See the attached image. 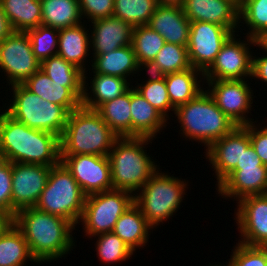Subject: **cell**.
Wrapping results in <instances>:
<instances>
[{"label":"cell","mask_w":267,"mask_h":266,"mask_svg":"<svg viewBox=\"0 0 267 266\" xmlns=\"http://www.w3.org/2000/svg\"><path fill=\"white\" fill-rule=\"evenodd\" d=\"M15 225L23 233L37 264L62 259L75 247L76 240L72 232L76 227L67 219L36 207L18 210L15 214Z\"/></svg>","instance_id":"1"},{"label":"cell","mask_w":267,"mask_h":266,"mask_svg":"<svg viewBox=\"0 0 267 266\" xmlns=\"http://www.w3.org/2000/svg\"><path fill=\"white\" fill-rule=\"evenodd\" d=\"M0 150L11 163L55 166L61 162L60 137L31 129L0 111Z\"/></svg>","instance_id":"2"},{"label":"cell","mask_w":267,"mask_h":266,"mask_svg":"<svg viewBox=\"0 0 267 266\" xmlns=\"http://www.w3.org/2000/svg\"><path fill=\"white\" fill-rule=\"evenodd\" d=\"M154 139L148 137L118 138L108 154L113 189L135 195L160 168L145 150Z\"/></svg>","instance_id":"3"},{"label":"cell","mask_w":267,"mask_h":266,"mask_svg":"<svg viewBox=\"0 0 267 266\" xmlns=\"http://www.w3.org/2000/svg\"><path fill=\"white\" fill-rule=\"evenodd\" d=\"M117 139L96 110L81 105L68 116L60 137V155L108 156Z\"/></svg>","instance_id":"4"},{"label":"cell","mask_w":267,"mask_h":266,"mask_svg":"<svg viewBox=\"0 0 267 266\" xmlns=\"http://www.w3.org/2000/svg\"><path fill=\"white\" fill-rule=\"evenodd\" d=\"M175 117L180 124L179 134L204 144L207 149L214 141L232 132L237 125L216 105L206 91L200 92L194 99L175 109ZM182 131V132H181Z\"/></svg>","instance_id":"5"},{"label":"cell","mask_w":267,"mask_h":266,"mask_svg":"<svg viewBox=\"0 0 267 266\" xmlns=\"http://www.w3.org/2000/svg\"><path fill=\"white\" fill-rule=\"evenodd\" d=\"M159 171L134 195V204L153 229L176 214L188 188V180Z\"/></svg>","instance_id":"6"},{"label":"cell","mask_w":267,"mask_h":266,"mask_svg":"<svg viewBox=\"0 0 267 266\" xmlns=\"http://www.w3.org/2000/svg\"><path fill=\"white\" fill-rule=\"evenodd\" d=\"M12 99L4 111L31 129L46 131L61 137L70 112L32 93L23 84L10 86Z\"/></svg>","instance_id":"7"},{"label":"cell","mask_w":267,"mask_h":266,"mask_svg":"<svg viewBox=\"0 0 267 266\" xmlns=\"http://www.w3.org/2000/svg\"><path fill=\"white\" fill-rule=\"evenodd\" d=\"M86 195L71 172L60 162L52 166L47 183L35 207L67 219L75 227L83 213Z\"/></svg>","instance_id":"8"},{"label":"cell","mask_w":267,"mask_h":266,"mask_svg":"<svg viewBox=\"0 0 267 266\" xmlns=\"http://www.w3.org/2000/svg\"><path fill=\"white\" fill-rule=\"evenodd\" d=\"M134 203V195L124 190L112 189L86 196L79 220L87 238L112 232L119 217Z\"/></svg>","instance_id":"9"},{"label":"cell","mask_w":267,"mask_h":266,"mask_svg":"<svg viewBox=\"0 0 267 266\" xmlns=\"http://www.w3.org/2000/svg\"><path fill=\"white\" fill-rule=\"evenodd\" d=\"M238 36L233 33L223 44L215 61L204 72V80L251 79L253 53L250 49L256 46L258 40L246 36L245 41L237 39Z\"/></svg>","instance_id":"10"},{"label":"cell","mask_w":267,"mask_h":266,"mask_svg":"<svg viewBox=\"0 0 267 266\" xmlns=\"http://www.w3.org/2000/svg\"><path fill=\"white\" fill-rule=\"evenodd\" d=\"M40 66L26 32L14 31L0 42V72L9 86L23 84Z\"/></svg>","instance_id":"11"},{"label":"cell","mask_w":267,"mask_h":266,"mask_svg":"<svg viewBox=\"0 0 267 266\" xmlns=\"http://www.w3.org/2000/svg\"><path fill=\"white\" fill-rule=\"evenodd\" d=\"M248 79L242 80H204L207 92L214 99L217 107L237 126L256 122L249 118L253 109V90Z\"/></svg>","instance_id":"12"},{"label":"cell","mask_w":267,"mask_h":266,"mask_svg":"<svg viewBox=\"0 0 267 266\" xmlns=\"http://www.w3.org/2000/svg\"><path fill=\"white\" fill-rule=\"evenodd\" d=\"M232 34L230 29L214 23L190 22L187 49L191 66L204 73Z\"/></svg>","instance_id":"13"},{"label":"cell","mask_w":267,"mask_h":266,"mask_svg":"<svg viewBox=\"0 0 267 266\" xmlns=\"http://www.w3.org/2000/svg\"><path fill=\"white\" fill-rule=\"evenodd\" d=\"M60 157L86 196L113 189L108 156L79 154Z\"/></svg>","instance_id":"14"},{"label":"cell","mask_w":267,"mask_h":266,"mask_svg":"<svg viewBox=\"0 0 267 266\" xmlns=\"http://www.w3.org/2000/svg\"><path fill=\"white\" fill-rule=\"evenodd\" d=\"M235 209L238 242L249 246L267 247V193L241 198Z\"/></svg>","instance_id":"15"},{"label":"cell","mask_w":267,"mask_h":266,"mask_svg":"<svg viewBox=\"0 0 267 266\" xmlns=\"http://www.w3.org/2000/svg\"><path fill=\"white\" fill-rule=\"evenodd\" d=\"M51 167L40 164L12 163V214L35 207L46 186Z\"/></svg>","instance_id":"16"},{"label":"cell","mask_w":267,"mask_h":266,"mask_svg":"<svg viewBox=\"0 0 267 266\" xmlns=\"http://www.w3.org/2000/svg\"><path fill=\"white\" fill-rule=\"evenodd\" d=\"M249 132L243 126H237L232 132L214 141L205 149L206 159L210 162L218 186L240 163L242 148L250 146Z\"/></svg>","instance_id":"17"},{"label":"cell","mask_w":267,"mask_h":266,"mask_svg":"<svg viewBox=\"0 0 267 266\" xmlns=\"http://www.w3.org/2000/svg\"><path fill=\"white\" fill-rule=\"evenodd\" d=\"M241 0H185L182 8L190 22H209L224 26L233 33L243 26L239 22Z\"/></svg>","instance_id":"18"},{"label":"cell","mask_w":267,"mask_h":266,"mask_svg":"<svg viewBox=\"0 0 267 266\" xmlns=\"http://www.w3.org/2000/svg\"><path fill=\"white\" fill-rule=\"evenodd\" d=\"M216 188L218 196L236 202L246 196L264 195L267 193V166L236 167Z\"/></svg>","instance_id":"19"},{"label":"cell","mask_w":267,"mask_h":266,"mask_svg":"<svg viewBox=\"0 0 267 266\" xmlns=\"http://www.w3.org/2000/svg\"><path fill=\"white\" fill-rule=\"evenodd\" d=\"M92 55H101L131 45L134 27L122 19L110 16L90 22Z\"/></svg>","instance_id":"20"},{"label":"cell","mask_w":267,"mask_h":266,"mask_svg":"<svg viewBox=\"0 0 267 266\" xmlns=\"http://www.w3.org/2000/svg\"><path fill=\"white\" fill-rule=\"evenodd\" d=\"M147 25L158 32L165 42L188 45L190 20L180 6L157 5Z\"/></svg>","instance_id":"21"},{"label":"cell","mask_w":267,"mask_h":266,"mask_svg":"<svg viewBox=\"0 0 267 266\" xmlns=\"http://www.w3.org/2000/svg\"><path fill=\"white\" fill-rule=\"evenodd\" d=\"M131 137L156 136L167 127L168 120L131 86Z\"/></svg>","instance_id":"22"},{"label":"cell","mask_w":267,"mask_h":266,"mask_svg":"<svg viewBox=\"0 0 267 266\" xmlns=\"http://www.w3.org/2000/svg\"><path fill=\"white\" fill-rule=\"evenodd\" d=\"M87 74L84 73L82 106L91 110H97L103 103L118 98L133 84L125 78L94 73L89 86Z\"/></svg>","instance_id":"23"},{"label":"cell","mask_w":267,"mask_h":266,"mask_svg":"<svg viewBox=\"0 0 267 266\" xmlns=\"http://www.w3.org/2000/svg\"><path fill=\"white\" fill-rule=\"evenodd\" d=\"M83 22L59 30L57 55L71 63L83 73H87V57L91 55L90 32Z\"/></svg>","instance_id":"24"},{"label":"cell","mask_w":267,"mask_h":266,"mask_svg":"<svg viewBox=\"0 0 267 266\" xmlns=\"http://www.w3.org/2000/svg\"><path fill=\"white\" fill-rule=\"evenodd\" d=\"M91 57V73L105 74L125 78L135 77L134 74L141 75L137 72L144 71L138 64L132 45L120 47L111 52L92 55ZM93 57V58H92ZM133 77H130V76Z\"/></svg>","instance_id":"25"},{"label":"cell","mask_w":267,"mask_h":266,"mask_svg":"<svg viewBox=\"0 0 267 266\" xmlns=\"http://www.w3.org/2000/svg\"><path fill=\"white\" fill-rule=\"evenodd\" d=\"M23 85L44 100L64 106L69 112L82 105V101L65 87V83L54 82L42 69L29 77Z\"/></svg>","instance_id":"26"},{"label":"cell","mask_w":267,"mask_h":266,"mask_svg":"<svg viewBox=\"0 0 267 266\" xmlns=\"http://www.w3.org/2000/svg\"><path fill=\"white\" fill-rule=\"evenodd\" d=\"M163 76L165 78L169 100L175 109L194 99L205 89L203 87L205 83L204 73L193 67L180 72L168 73Z\"/></svg>","instance_id":"27"},{"label":"cell","mask_w":267,"mask_h":266,"mask_svg":"<svg viewBox=\"0 0 267 266\" xmlns=\"http://www.w3.org/2000/svg\"><path fill=\"white\" fill-rule=\"evenodd\" d=\"M152 229L140 209L133 203L119 217L112 232L135 252L138 248L146 247Z\"/></svg>","instance_id":"28"},{"label":"cell","mask_w":267,"mask_h":266,"mask_svg":"<svg viewBox=\"0 0 267 266\" xmlns=\"http://www.w3.org/2000/svg\"><path fill=\"white\" fill-rule=\"evenodd\" d=\"M41 25L64 29L83 23L78 0H41Z\"/></svg>","instance_id":"29"},{"label":"cell","mask_w":267,"mask_h":266,"mask_svg":"<svg viewBox=\"0 0 267 266\" xmlns=\"http://www.w3.org/2000/svg\"><path fill=\"white\" fill-rule=\"evenodd\" d=\"M131 86L118 98L103 103L96 111L118 138L131 137Z\"/></svg>","instance_id":"30"},{"label":"cell","mask_w":267,"mask_h":266,"mask_svg":"<svg viewBox=\"0 0 267 266\" xmlns=\"http://www.w3.org/2000/svg\"><path fill=\"white\" fill-rule=\"evenodd\" d=\"M14 31L26 32L41 25V0H0Z\"/></svg>","instance_id":"31"},{"label":"cell","mask_w":267,"mask_h":266,"mask_svg":"<svg viewBox=\"0 0 267 266\" xmlns=\"http://www.w3.org/2000/svg\"><path fill=\"white\" fill-rule=\"evenodd\" d=\"M47 76L57 83H65L81 101L83 99L84 73L59 55L51 56L41 62Z\"/></svg>","instance_id":"32"},{"label":"cell","mask_w":267,"mask_h":266,"mask_svg":"<svg viewBox=\"0 0 267 266\" xmlns=\"http://www.w3.org/2000/svg\"><path fill=\"white\" fill-rule=\"evenodd\" d=\"M36 262L21 230L14 224L0 236V266H25Z\"/></svg>","instance_id":"33"},{"label":"cell","mask_w":267,"mask_h":266,"mask_svg":"<svg viewBox=\"0 0 267 266\" xmlns=\"http://www.w3.org/2000/svg\"><path fill=\"white\" fill-rule=\"evenodd\" d=\"M187 46L165 42L145 71L154 75H165L191 68Z\"/></svg>","instance_id":"34"},{"label":"cell","mask_w":267,"mask_h":266,"mask_svg":"<svg viewBox=\"0 0 267 266\" xmlns=\"http://www.w3.org/2000/svg\"><path fill=\"white\" fill-rule=\"evenodd\" d=\"M239 21L248 29L244 35L264 41L267 38V0H241Z\"/></svg>","instance_id":"35"},{"label":"cell","mask_w":267,"mask_h":266,"mask_svg":"<svg viewBox=\"0 0 267 266\" xmlns=\"http://www.w3.org/2000/svg\"><path fill=\"white\" fill-rule=\"evenodd\" d=\"M164 44V38L148 25L134 27L131 45L143 70L154 60Z\"/></svg>","instance_id":"36"},{"label":"cell","mask_w":267,"mask_h":266,"mask_svg":"<svg viewBox=\"0 0 267 266\" xmlns=\"http://www.w3.org/2000/svg\"><path fill=\"white\" fill-rule=\"evenodd\" d=\"M147 74L149 77L141 84L137 81L134 88L168 120L169 115L172 116L170 111L175 112V108L169 100L165 78L162 75Z\"/></svg>","instance_id":"37"},{"label":"cell","mask_w":267,"mask_h":266,"mask_svg":"<svg viewBox=\"0 0 267 266\" xmlns=\"http://www.w3.org/2000/svg\"><path fill=\"white\" fill-rule=\"evenodd\" d=\"M157 6L156 0H114L112 16L133 27L147 25Z\"/></svg>","instance_id":"38"},{"label":"cell","mask_w":267,"mask_h":266,"mask_svg":"<svg viewBox=\"0 0 267 266\" xmlns=\"http://www.w3.org/2000/svg\"><path fill=\"white\" fill-rule=\"evenodd\" d=\"M94 238L97 240L95 243L96 255L99 261L105 265L126 262L134 254V251L113 232L101 233Z\"/></svg>","instance_id":"39"},{"label":"cell","mask_w":267,"mask_h":266,"mask_svg":"<svg viewBox=\"0 0 267 266\" xmlns=\"http://www.w3.org/2000/svg\"><path fill=\"white\" fill-rule=\"evenodd\" d=\"M31 41L32 50L35 57L42 62L43 60L57 55L59 30L39 25L26 31Z\"/></svg>","instance_id":"40"},{"label":"cell","mask_w":267,"mask_h":266,"mask_svg":"<svg viewBox=\"0 0 267 266\" xmlns=\"http://www.w3.org/2000/svg\"><path fill=\"white\" fill-rule=\"evenodd\" d=\"M236 244L226 266H267V247Z\"/></svg>","instance_id":"41"},{"label":"cell","mask_w":267,"mask_h":266,"mask_svg":"<svg viewBox=\"0 0 267 266\" xmlns=\"http://www.w3.org/2000/svg\"><path fill=\"white\" fill-rule=\"evenodd\" d=\"M83 21H94L112 16L114 0H78Z\"/></svg>","instance_id":"42"},{"label":"cell","mask_w":267,"mask_h":266,"mask_svg":"<svg viewBox=\"0 0 267 266\" xmlns=\"http://www.w3.org/2000/svg\"><path fill=\"white\" fill-rule=\"evenodd\" d=\"M259 124V125H258ZM255 122L243 127L249 132L250 144L254 148L256 154L259 156L263 165L267 166V126H260ZM260 126V127H259Z\"/></svg>","instance_id":"43"},{"label":"cell","mask_w":267,"mask_h":266,"mask_svg":"<svg viewBox=\"0 0 267 266\" xmlns=\"http://www.w3.org/2000/svg\"><path fill=\"white\" fill-rule=\"evenodd\" d=\"M12 163L0 169V209L12 213Z\"/></svg>","instance_id":"44"},{"label":"cell","mask_w":267,"mask_h":266,"mask_svg":"<svg viewBox=\"0 0 267 266\" xmlns=\"http://www.w3.org/2000/svg\"><path fill=\"white\" fill-rule=\"evenodd\" d=\"M256 47L264 49L267 52V44L264 41H258ZM252 56V79H259L262 83H266L264 86H267V53L261 55V57Z\"/></svg>","instance_id":"45"},{"label":"cell","mask_w":267,"mask_h":266,"mask_svg":"<svg viewBox=\"0 0 267 266\" xmlns=\"http://www.w3.org/2000/svg\"><path fill=\"white\" fill-rule=\"evenodd\" d=\"M256 166H266L263 165L259 156L256 154L252 145L248 148H242V157L240 163H237L236 167H256Z\"/></svg>","instance_id":"46"},{"label":"cell","mask_w":267,"mask_h":266,"mask_svg":"<svg viewBox=\"0 0 267 266\" xmlns=\"http://www.w3.org/2000/svg\"><path fill=\"white\" fill-rule=\"evenodd\" d=\"M14 32V29L6 17L5 12L0 5V42H2L6 37Z\"/></svg>","instance_id":"47"},{"label":"cell","mask_w":267,"mask_h":266,"mask_svg":"<svg viewBox=\"0 0 267 266\" xmlns=\"http://www.w3.org/2000/svg\"><path fill=\"white\" fill-rule=\"evenodd\" d=\"M15 224V216L7 211L0 209V236Z\"/></svg>","instance_id":"48"},{"label":"cell","mask_w":267,"mask_h":266,"mask_svg":"<svg viewBox=\"0 0 267 266\" xmlns=\"http://www.w3.org/2000/svg\"><path fill=\"white\" fill-rule=\"evenodd\" d=\"M157 5H169L182 7L185 0H156Z\"/></svg>","instance_id":"49"},{"label":"cell","mask_w":267,"mask_h":266,"mask_svg":"<svg viewBox=\"0 0 267 266\" xmlns=\"http://www.w3.org/2000/svg\"><path fill=\"white\" fill-rule=\"evenodd\" d=\"M5 154L0 150V169L7 163Z\"/></svg>","instance_id":"50"},{"label":"cell","mask_w":267,"mask_h":266,"mask_svg":"<svg viewBox=\"0 0 267 266\" xmlns=\"http://www.w3.org/2000/svg\"><path fill=\"white\" fill-rule=\"evenodd\" d=\"M209 264H210L209 266H226V265H224V264H223V265H222V264H219V265H218V264H216V263H215L214 265H213V263H212V264L209 263Z\"/></svg>","instance_id":"51"}]
</instances>
